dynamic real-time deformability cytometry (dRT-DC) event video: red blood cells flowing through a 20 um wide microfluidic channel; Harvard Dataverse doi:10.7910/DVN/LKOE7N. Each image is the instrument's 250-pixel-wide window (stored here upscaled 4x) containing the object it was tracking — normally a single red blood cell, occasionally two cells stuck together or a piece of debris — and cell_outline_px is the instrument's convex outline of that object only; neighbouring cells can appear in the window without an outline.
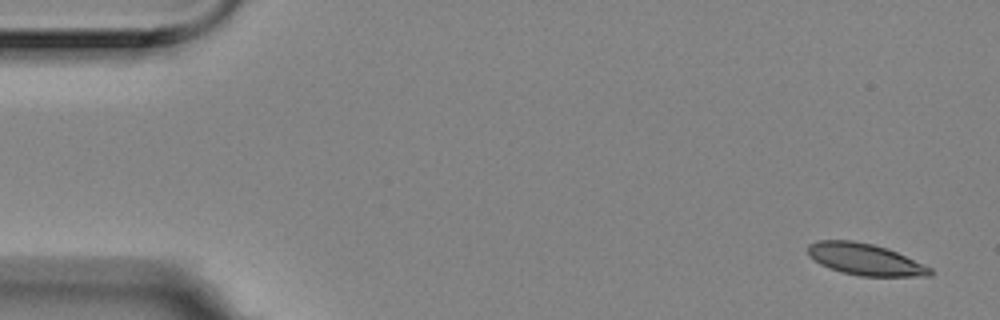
{"species": "Egyptian fruit bat (a non-hibernating species)", "species_latin": "Rousettus aegyptiacus", "temperature_condition": "room temperature", "stored_images_in_passage": 6, "camera_frame_rate_fps": 3000, "um_per_image_px": 0.085, "animal": {"sex": "female"}, "frame": {"image": 1, "passage_image": 1, "time_ms": 0.0, "image_size_px": [1000, 320], "cell_outline_px": [[932, 276], [860, 276], [840, 272], [820, 264], [808, 256], [808, 244], [816, 240], [852, 240], [872, 244], [888, 248], [932, 268]], "centroid_in_image_um": [73.51, 22.04], "position_along_channel_um": 11.5, "area_um2": 22.6}}
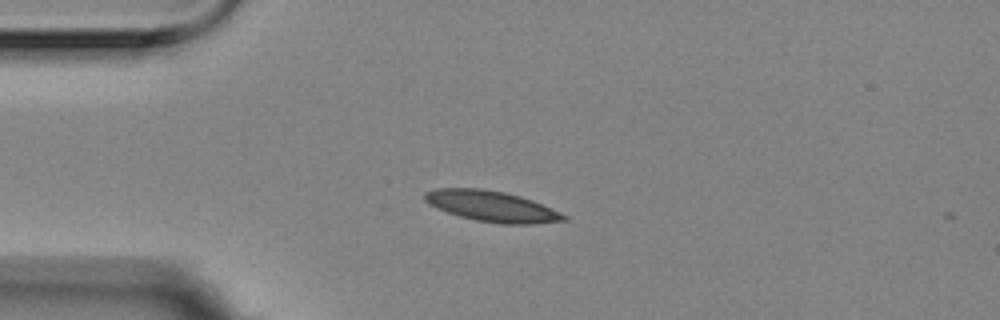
{"frame": {"image": 2, "passage_image": 4, "time_ms": 1.0, "image_size_px": [1000, 320], "cell_outline_px": [[568, 220], [536, 224], [500, 224], [476, 220], [460, 216], [436, 208], [428, 204], [424, 200], [424, 192], [436, 188], [480, 188], [504, 192], [520, 196], [532, 200], [560, 212], [568, 216]], "centroid_in_image_um": [41.8, 17.53], "position_along_channel_um": 43.2, "area_um2": 24.97}}
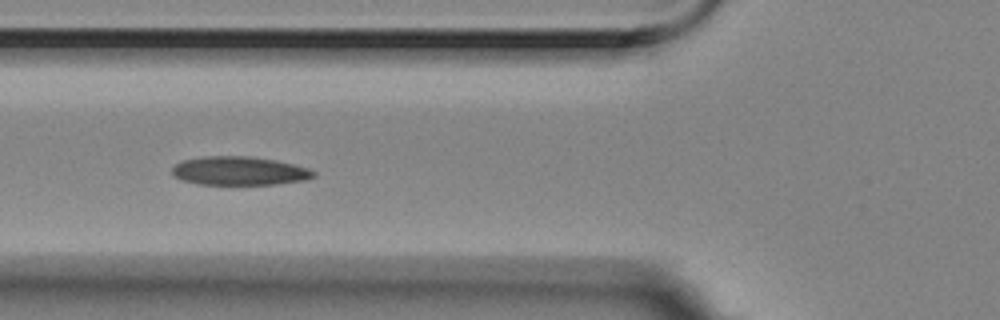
{"frame": {"image": 3, "passage_image": 6, "time_ms": 1.667, "image_size_px": [1000, 320], "cell_outline_px": [[316, 176], [304, 180], [276, 184], [200, 184], [180, 180], [172, 176], [172, 168], [176, 164], [184, 160], [204, 156], [252, 156], [276, 160], [308, 168], [316, 172]], "centroid_in_image_um": [20.33, 14.52], "position_along_channel_um": 105.5, "area_um2": 23.64}}